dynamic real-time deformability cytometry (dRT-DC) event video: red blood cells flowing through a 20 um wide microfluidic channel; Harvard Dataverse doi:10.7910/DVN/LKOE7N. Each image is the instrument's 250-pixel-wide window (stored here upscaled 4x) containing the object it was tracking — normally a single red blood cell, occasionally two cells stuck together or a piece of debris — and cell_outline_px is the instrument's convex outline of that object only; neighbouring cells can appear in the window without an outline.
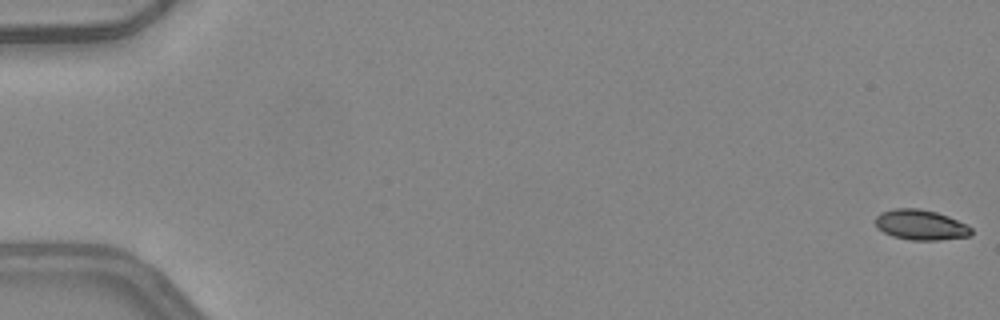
{"species": "common noctule bat (a hibernating species)", "species_latin": "Nyctalus noctula", "temperature_condition": "warm", "stored_images_in_passage": 11, "camera_frame_rate_fps": 3000, "um_per_image_px": 0.085, "animal": {"sex": "female", "body_mass_g": 24.6, "forearm_length_mm": 56.2}, "frame": {"image": 1, "passage_image": 1, "time_ms": 0.0, "image_size_px": [1000, 320], "cell_outline_px": [[972, 236], [940, 240], [908, 240], [892, 236], [876, 228], [876, 216], [880, 212], [896, 208], [920, 208], [936, 212], [948, 216], [968, 224], [972, 228]], "centroid_in_image_um": [78.28, 19.12], "position_along_channel_um": 6.7, "area_um2": 17.17}}